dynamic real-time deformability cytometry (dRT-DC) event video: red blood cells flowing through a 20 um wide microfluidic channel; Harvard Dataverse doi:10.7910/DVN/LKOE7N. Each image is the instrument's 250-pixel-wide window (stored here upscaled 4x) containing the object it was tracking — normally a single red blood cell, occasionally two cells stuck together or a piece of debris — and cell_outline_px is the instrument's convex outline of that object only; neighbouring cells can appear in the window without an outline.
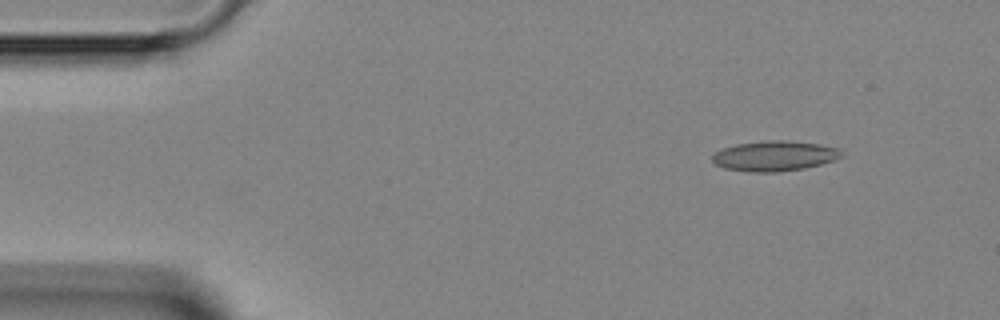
{"species": "Egyptian fruit bat (a non-hibernating species)", "species_latin": "Rousettus aegyptiacus", "temperature_condition": "room temperature", "stored_images_in_passage": 3, "camera_frame_rate_fps": 3000, "um_per_image_px": 0.085, "animal": {"sex": "female"}, "frame": {"image": 1, "passage_image": 1, "time_ms": 0.0, "image_size_px": [1000, 320], "cell_outline_px": [[844, 156], [836, 160], [804, 168], [780, 172], [748, 172], [724, 168], [716, 164], [712, 160], [712, 156], [716, 152], [724, 148], [736, 144], [764, 140], [784, 140], [820, 144], [840, 148], [844, 152]], "centroid_in_image_um": [65.88, 13.25], "position_along_channel_um": 19.1, "area_um2": 22.95}}